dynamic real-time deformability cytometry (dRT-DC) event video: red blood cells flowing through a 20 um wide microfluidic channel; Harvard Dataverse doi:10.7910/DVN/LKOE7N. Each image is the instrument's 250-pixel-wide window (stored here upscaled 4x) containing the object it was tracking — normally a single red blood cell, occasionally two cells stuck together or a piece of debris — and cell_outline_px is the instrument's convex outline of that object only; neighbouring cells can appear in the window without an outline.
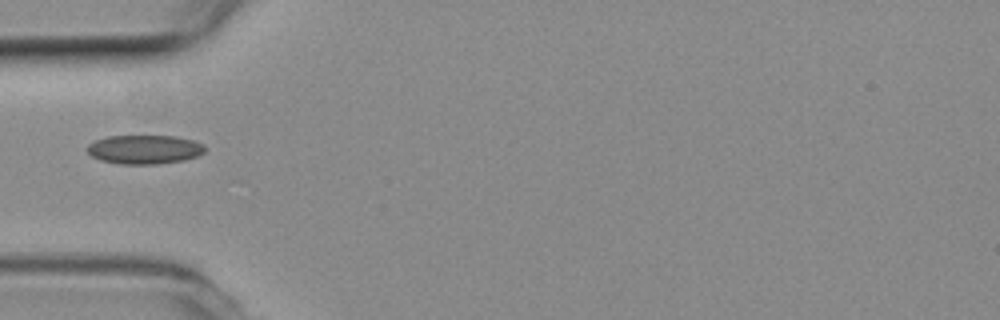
{"species": "common noctule bat (a hibernating species)", "species_latin": "Nyctalus noctula", "temperature_condition": "room temperature", "stored_images_in_passage": 4, "camera_frame_rate_fps": 3000, "um_per_image_px": 0.085, "animal": {"sex": "female", "body_mass_g": 19.3, "forearm_length_mm": 54.1}, "frame": {"image": 1, "passage_image": 4, "time_ms": 1.0, "image_size_px": [1000, 320], "cell_outline_px": [[204, 152], [196, 156], [184, 160], [156, 164], [120, 164], [100, 160], [92, 156], [84, 148], [88, 144], [96, 140], [108, 136], [176, 136], [192, 140], [204, 144]], "centroid_in_image_um": [12.25, 12.7], "position_along_channel_um": 72.8, "area_um2": 19.88}}